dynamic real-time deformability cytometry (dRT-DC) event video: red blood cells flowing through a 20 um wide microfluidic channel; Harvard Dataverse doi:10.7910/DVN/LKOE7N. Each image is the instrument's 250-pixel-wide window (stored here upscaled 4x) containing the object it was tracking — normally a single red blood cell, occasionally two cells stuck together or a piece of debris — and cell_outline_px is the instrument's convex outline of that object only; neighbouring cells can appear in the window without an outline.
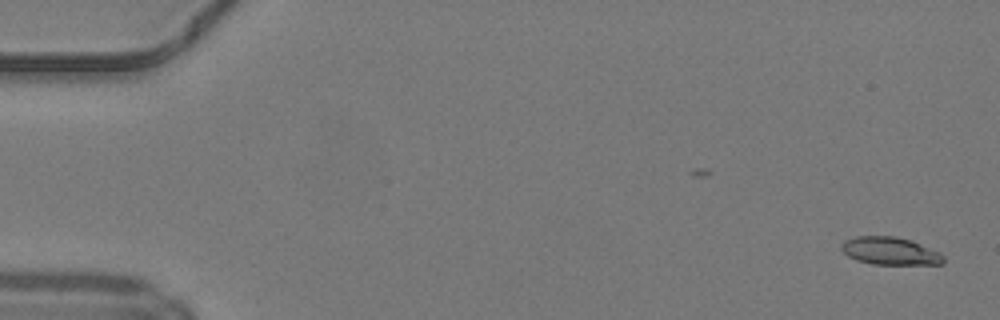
{"species": "common noctule bat (a hibernating species)", "species_latin": "Nyctalus noctula", "temperature_condition": "warm", "stored_images_in_passage": 17, "camera_frame_rate_fps": 3000, "um_per_image_px": 0.085, "animal": {"sex": "male", "body_mass_g": 19.2, "forearm_length_mm": 51.8}, "frame": {"image": 1, "passage_image": 1, "time_ms": 0.0, "image_size_px": [1000, 320], "cell_outline_px": [[944, 264], [872, 264], [856, 260], [848, 256], [840, 248], [840, 244], [844, 240], [856, 236], [896, 236], [912, 240], [940, 252], [944, 256]], "centroid_in_image_um": [75.65, 21.32], "position_along_channel_um": 9.3, "area_um2": 16.65}}
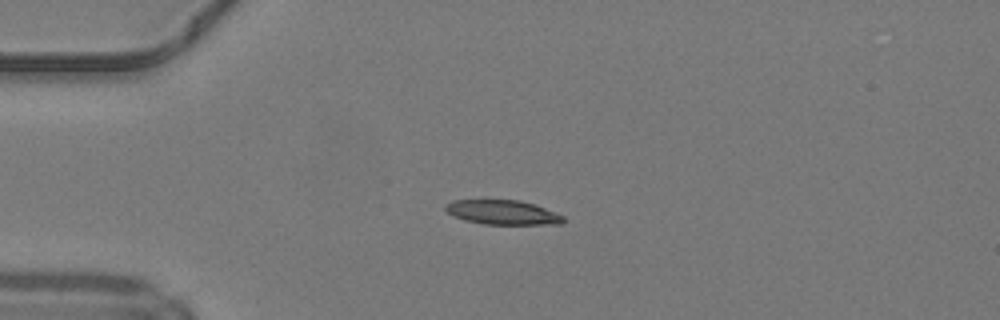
{"frame": {"image": 2, "passage_image": 12, "time_ms": 3.667, "image_size_px": [1000, 320], "cell_outline_px": [[564, 220], [560, 224], [484, 224], [464, 220], [448, 212], [444, 208], [444, 204], [452, 200], [520, 200], [536, 204], [564, 216]], "centroid_in_image_um": [42.72, 18.04], "position_along_channel_um": 42.3, "area_um2": 16.76}}